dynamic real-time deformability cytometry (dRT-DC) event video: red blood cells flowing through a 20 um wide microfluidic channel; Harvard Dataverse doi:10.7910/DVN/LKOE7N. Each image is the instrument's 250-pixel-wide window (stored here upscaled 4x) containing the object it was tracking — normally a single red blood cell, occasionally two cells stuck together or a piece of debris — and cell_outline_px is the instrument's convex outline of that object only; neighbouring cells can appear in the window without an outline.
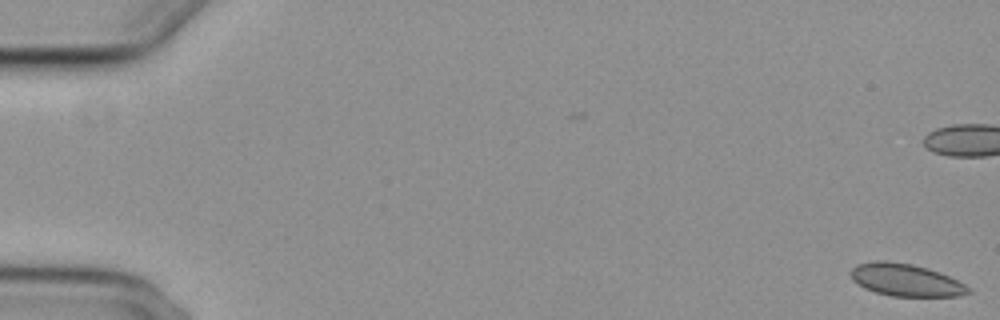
{"species": "common noctule bat (a hibernating species)", "species_latin": "Nyctalus noctula", "temperature_condition": "cold", "stored_images_in_passage": 2, "camera_frame_rate_fps": 3000, "um_per_image_px": 0.085, "animal": {"sex": "female", "body_mass_g": 29.2, "forearm_length_mm": 56.3}, "frame": {"image": 1, "passage_image": 2, "time_ms": 0.333, "image_size_px": [1000, 320], "cell_outline_px": [[972, 292], [960, 296], [892, 296], [876, 292], [864, 288], [852, 280], [848, 272], [856, 264], [876, 260], [888, 260], [912, 264], [928, 268], [940, 272], [972, 288]], "centroid_in_image_um": [76.97, 23.79], "position_along_channel_um": 8.0, "area_um2": 22.43}}